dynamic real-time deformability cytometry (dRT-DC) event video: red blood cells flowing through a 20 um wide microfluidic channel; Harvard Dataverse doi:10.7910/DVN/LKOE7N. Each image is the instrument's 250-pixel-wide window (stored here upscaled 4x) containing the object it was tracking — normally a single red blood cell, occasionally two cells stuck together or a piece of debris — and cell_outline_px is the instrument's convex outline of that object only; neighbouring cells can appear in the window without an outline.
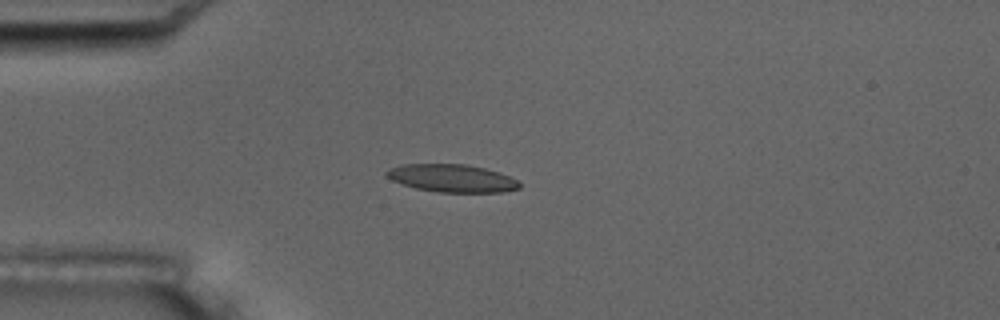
{"species": "common noctule bat (a hibernating species)", "species_latin": "Nyctalus noctula", "temperature_condition": "room temperature", "stored_images_in_passage": 5, "camera_frame_rate_fps": 3000, "um_per_image_px": 0.085, "animal": {"sex": "male", "body_mass_g": 17.5, "forearm_length_mm": 52.3}, "frame": {"image": 1, "passage_image": 4, "time_ms": 3.667, "image_size_px": [1000, 320], "cell_outline_px": [[520, 188], [504, 192], [440, 192], [416, 188], [392, 180], [384, 176], [384, 172], [400, 164], [468, 164], [484, 168], [508, 176], [516, 180], [520, 184]], "centroid_in_image_um": [38.39, 15.14], "position_along_channel_um": 46.6, "area_um2": 21.33}}